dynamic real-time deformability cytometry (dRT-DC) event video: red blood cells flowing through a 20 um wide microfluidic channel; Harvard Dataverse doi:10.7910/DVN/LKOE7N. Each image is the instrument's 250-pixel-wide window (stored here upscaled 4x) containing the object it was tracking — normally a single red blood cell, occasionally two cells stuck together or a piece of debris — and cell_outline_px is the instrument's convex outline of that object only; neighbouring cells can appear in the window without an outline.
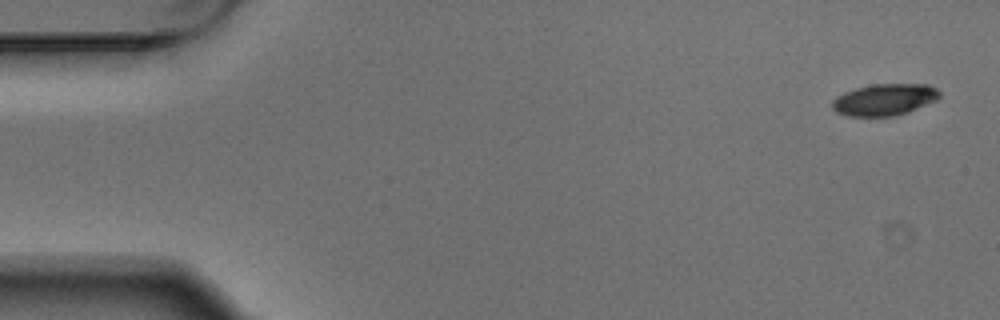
{"species": "Egyptian fruit bat (a non-hibernating species)", "species_latin": "Rousettus aegyptiacus", "temperature_condition": "warm", "stored_images_in_passage": 5, "camera_frame_rate_fps": 3000, "um_per_image_px": 0.085, "animal": {"sex": "male"}, "frame": {"image": 1, "passage_image": 1, "time_ms": 0.0, "image_size_px": [1000, 320], "cell_outline_px": [[940, 96], [936, 100], [908, 112], [896, 116], [848, 116], [836, 112], [832, 108], [832, 100], [836, 96], [844, 92], [856, 88], [872, 84], [928, 84], [936, 88], [940, 92]], "centroid_in_image_um": [75.17, 8.47], "position_along_channel_um": 9.8, "area_um2": 19.88}}
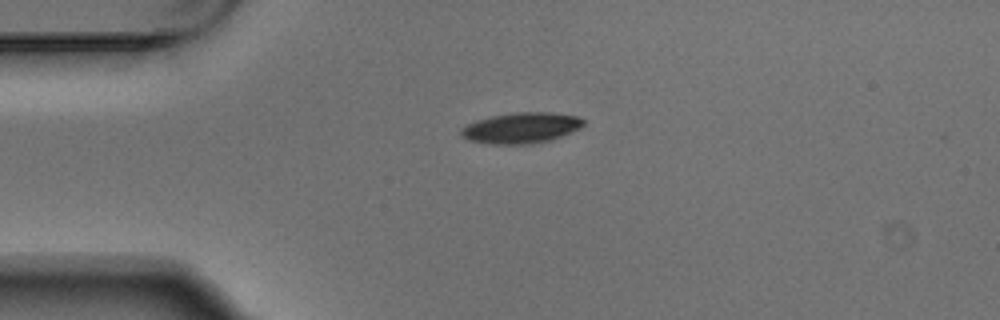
{"frame": {"image": 2, "passage_image": 4, "time_ms": 1.0, "image_size_px": [1000, 320], "cell_outline_px": [[584, 124], [580, 128], [560, 136], [548, 140], [528, 144], [488, 144], [468, 140], [460, 136], [460, 132], [468, 124], [476, 120], [492, 116], [516, 112], [552, 112], [576, 116], [584, 120]], "centroid_in_image_um": [44.28, 10.87], "position_along_channel_um": 40.7, "area_um2": 21.73}}